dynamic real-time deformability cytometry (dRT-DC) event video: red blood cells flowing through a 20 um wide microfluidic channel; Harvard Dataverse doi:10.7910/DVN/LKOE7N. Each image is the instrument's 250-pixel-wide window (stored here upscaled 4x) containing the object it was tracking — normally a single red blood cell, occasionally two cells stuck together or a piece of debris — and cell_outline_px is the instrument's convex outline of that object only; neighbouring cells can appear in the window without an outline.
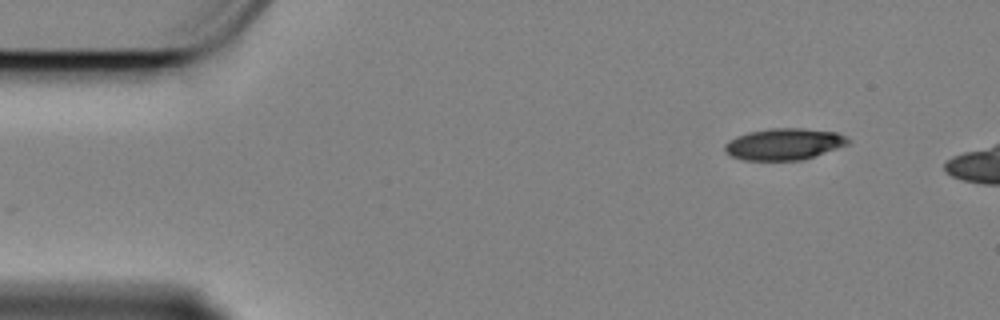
{"species": "Egyptian fruit bat (a non-hibernating species)", "species_latin": "Rousettus aegyptiacus", "temperature_condition": "cold", "stored_images_in_passage": 10, "camera_frame_rate_fps": 3000, "um_per_image_px": 0.085, "animal": {"sex": "female"}, "frame": {"image": 1, "passage_image": 1, "time_ms": 0.0, "image_size_px": [1000, 320], "cell_outline_px": [[852, 140], [848, 144], [800, 160], [744, 160], [732, 156], [724, 148], [724, 144], [728, 140], [736, 136], [748, 132], [772, 128], [804, 128], [836, 132]], "centroid_in_image_um": [66.62, 12.23], "position_along_channel_um": 18.4, "area_um2": 22.43}}